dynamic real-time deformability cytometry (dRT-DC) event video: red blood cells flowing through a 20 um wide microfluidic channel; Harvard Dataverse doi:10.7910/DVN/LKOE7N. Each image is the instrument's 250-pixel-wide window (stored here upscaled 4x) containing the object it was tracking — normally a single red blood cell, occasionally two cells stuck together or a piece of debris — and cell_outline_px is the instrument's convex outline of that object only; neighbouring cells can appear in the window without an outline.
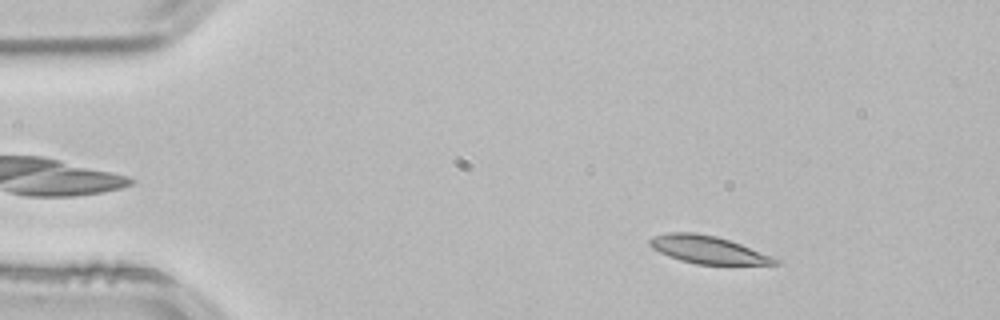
{"species": "common noctule bat (a hibernating species)", "species_latin": "Nyctalus noctula", "temperature_condition": "room temperature", "stored_images_in_passage": 52, "camera_frame_rate_fps": 3000, "um_per_image_px": 0.085, "animal": {"sex": "male", "body_mass_g": 21.5, "forearm_length_mm": 52.0}, "frame": {"image": 1, "passage_image": 7, "time_ms": 2.0, "image_size_px": [1000, 320], "cell_outline_px": [[780, 264], [696, 264], [680, 260], [668, 256], [652, 248], [648, 244], [648, 240], [652, 236], [668, 232], [696, 232], [716, 236], [740, 244], [780, 260]], "centroid_in_image_um": [60.09, 21.21], "position_along_channel_um": 24.9, "area_um2": 20.0}}
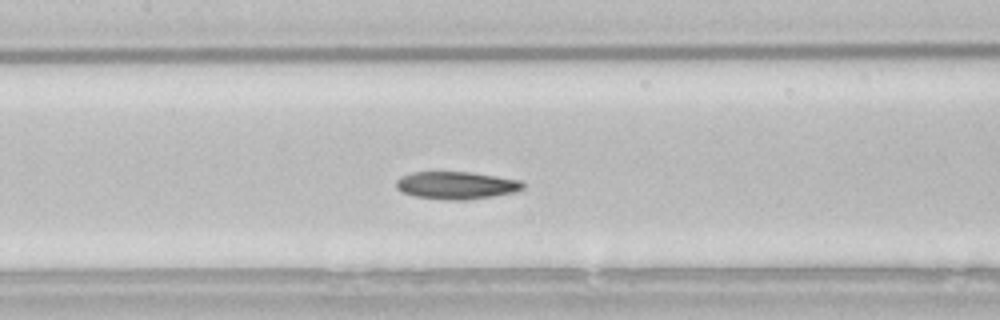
{"frame": {"image": 2, "passage_image": 24, "time_ms": 7.667, "image_size_px": [1000, 320], "cell_outline_px": [[524, 188], [512, 192], [492, 196], [460, 200], [416, 196], [400, 192], [396, 188], [396, 180], [400, 176], [412, 172], [472, 172], [520, 180], [524, 184]], "centroid_in_image_um": [38.75, 15.73], "position_along_channel_um": 168.7, "area_um2": 20.06}}
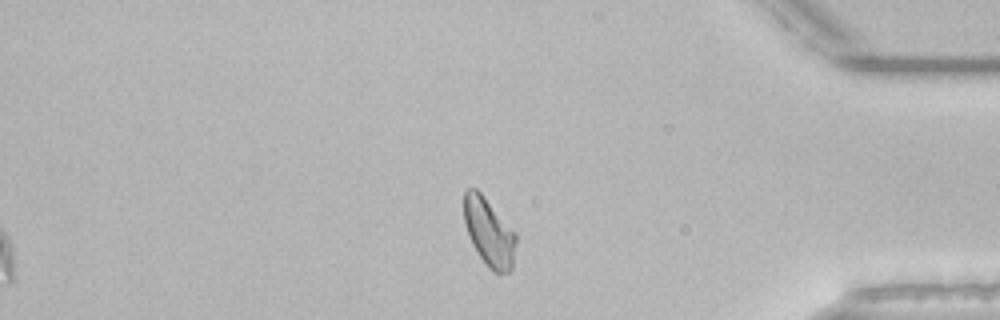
{"frame": {"image": 3, "passage_image": 44, "time_ms": 14.333, "image_size_px": [1000, 320], "cell_outline_px": [[516, 240], [512, 268], [508, 272], [492, 272], [488, 268], [472, 244], [464, 220], [464, 192], [468, 188], [476, 188], [480, 192], [516, 236]], "centroid_in_image_um": [41.54, 19.76], "position_along_channel_um": 393.7, "area_um2": 19.88}, "authors_computed_cell_mechanics": {"area_um2": 20.519, "velocity_mm_per_s": 3.8086, "shape_relaxation_time_tau1_ms": 5.2084, "shape_relaxation_time_tau2_ms": null, "deformation_change_tau1": 0.1526, "deformation_change_tau2": null}}